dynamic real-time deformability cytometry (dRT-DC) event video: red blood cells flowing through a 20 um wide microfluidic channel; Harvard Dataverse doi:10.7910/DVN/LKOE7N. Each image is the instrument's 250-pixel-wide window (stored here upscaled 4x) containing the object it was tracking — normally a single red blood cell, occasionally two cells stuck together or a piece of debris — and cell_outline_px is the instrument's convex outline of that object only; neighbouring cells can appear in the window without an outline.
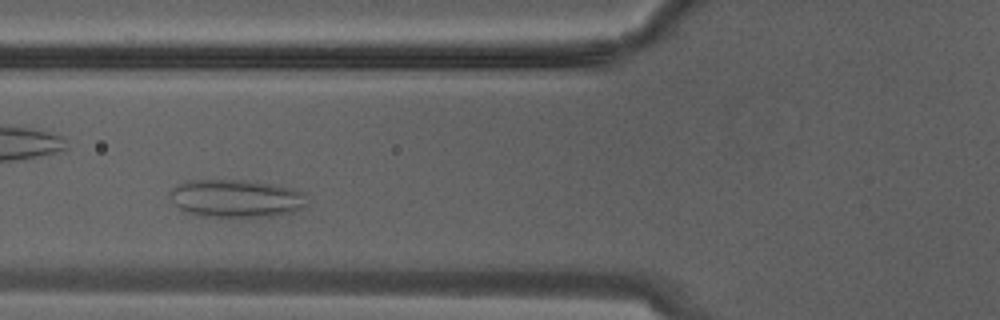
{"species": "Egyptian fruit bat (a non-hibernating species)", "species_latin": "Rousettus aegyptiacus", "temperature_condition": "warm", "stored_images_in_passage": 12, "camera_frame_rate_fps": 3000, "um_per_image_px": 0.085, "animal": {"sex": "male"}, "frame": {"image": 1, "passage_image": 3, "time_ms": 0.667, "image_size_px": [1000, 320], "cell_outline_px": [[304, 208], [292, 212], [272, 216], [200, 216], [188, 212], [180, 208], [168, 196], [168, 192], [172, 188], [188, 180], [232, 180], [272, 184], [292, 188], [304, 192]], "centroid_in_image_um": [20.04, 16.86], "position_along_channel_um": 105.8, "area_um2": 29.77}}